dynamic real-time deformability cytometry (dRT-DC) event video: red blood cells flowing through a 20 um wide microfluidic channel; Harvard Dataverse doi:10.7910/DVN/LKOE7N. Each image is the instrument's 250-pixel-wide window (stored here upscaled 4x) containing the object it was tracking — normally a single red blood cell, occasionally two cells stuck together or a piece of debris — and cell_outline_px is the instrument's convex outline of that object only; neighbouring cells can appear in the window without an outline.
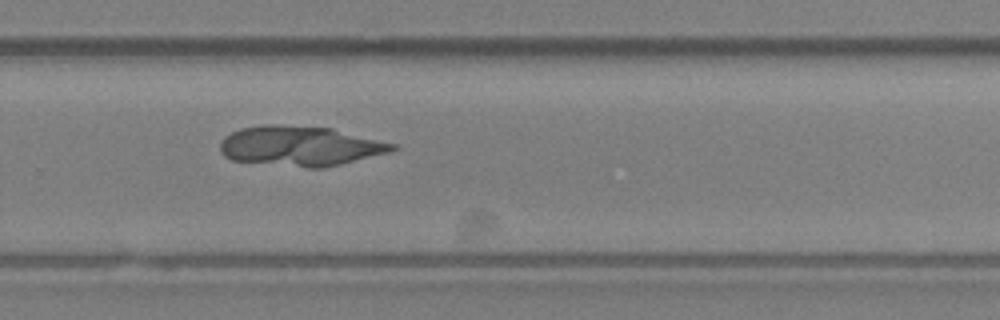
{"species": "Egyptian fruit bat (a non-hibernating species)", "species_latin": "Rousettus aegyptiacus", "temperature_condition": "room temperature", "stored_images_in_passage": 34, "camera_frame_rate_fps": 3000, "um_per_image_px": 0.085, "animal": {"sex": "female"}, "frame": {"image": 1, "passage_image": 25, "time_ms": 8.0, "image_size_px": [1000, 320], "cell_outline_px": [[400, 148], [388, 152], [340, 164], [320, 168], [308, 168], [232, 160], [224, 156], [220, 148], [220, 144], [224, 136], [240, 128], [264, 124], [276, 124], [332, 128], [396, 144]], "centroid_in_image_um": [25.5, 12.4], "position_along_channel_um": 304.3, "area_um2": 39.94}}